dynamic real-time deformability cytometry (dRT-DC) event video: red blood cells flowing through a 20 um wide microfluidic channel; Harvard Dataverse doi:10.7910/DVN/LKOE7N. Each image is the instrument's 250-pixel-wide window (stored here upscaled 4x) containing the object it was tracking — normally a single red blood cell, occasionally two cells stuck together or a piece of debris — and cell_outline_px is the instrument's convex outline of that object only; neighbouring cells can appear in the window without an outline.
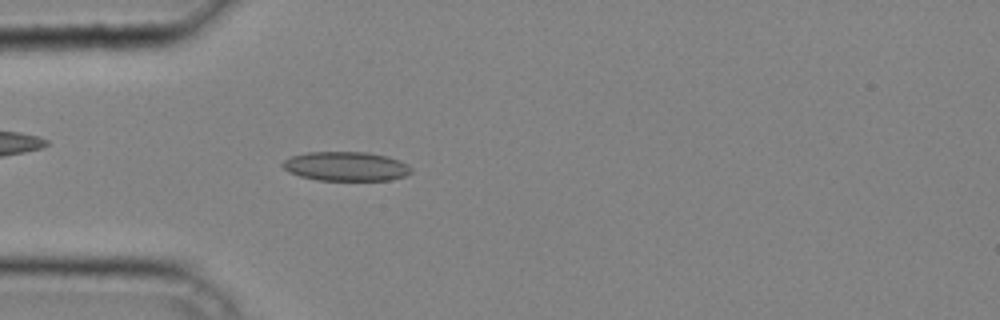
{"species": "common noctule bat (a hibernating species)", "species_latin": "Nyctalus noctula", "temperature_condition": "cold", "stored_images_in_passage": 35, "camera_frame_rate_fps": 3000, "um_per_image_px": 0.085, "animal": {"sex": "male", "body_mass_g": 20.4}, "frame": {"image": 1, "passage_image": 7, "time_ms": 2.0, "image_size_px": [1000, 320], "cell_outline_px": [[412, 172], [404, 176], [388, 180], [316, 180], [300, 176], [288, 172], [280, 164], [284, 160], [292, 156], [308, 152], [368, 152], [388, 156], [400, 160], [408, 164], [412, 168]], "centroid_in_image_um": [29.41, 14.13], "position_along_channel_um": 55.6, "area_um2": 22.02}}
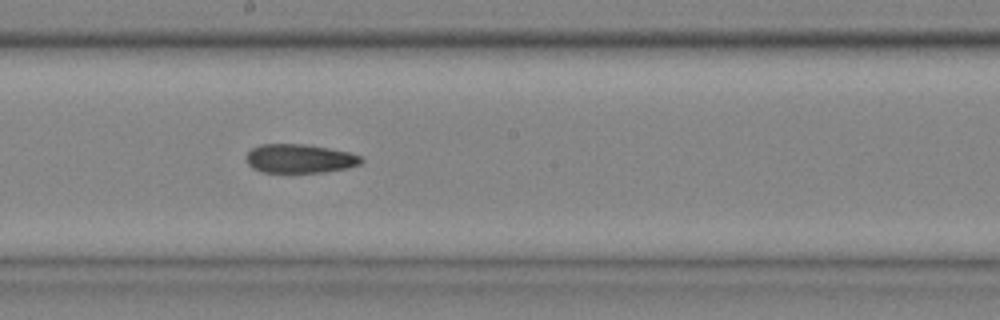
{"frame": {"image": 2, "passage_image": 18, "time_ms": 5.667, "image_size_px": [1000, 320], "cell_outline_px": [[364, 160], [360, 164], [348, 168], [324, 172], [260, 172], [252, 168], [248, 164], [248, 152], [252, 148], [260, 144], [304, 144], [328, 148], [348, 152], [360, 156]], "centroid_in_image_um": [25.48, 13.48], "position_along_channel_um": 222.7, "area_um2": 19.25}}
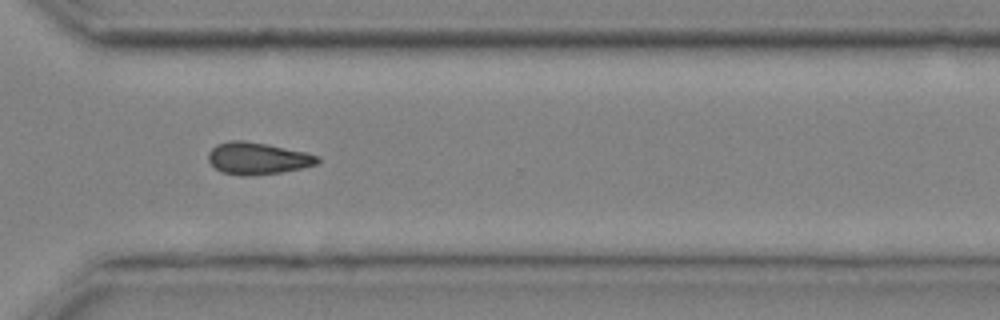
{"frame": {"image": 3, "passage_image": 26, "time_ms": 8.333, "image_size_px": [1000, 320], "cell_outline_px": [[320, 164], [304, 168], [280, 172], [248, 176], [240, 176], [220, 172], [208, 160], [208, 152], [216, 144], [232, 140], [244, 140], [268, 144], [308, 152], [320, 156]], "centroid_in_image_um": [21.94, 13.46], "position_along_channel_um": 348.7, "area_um2": 20.75}}